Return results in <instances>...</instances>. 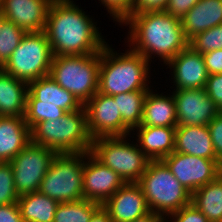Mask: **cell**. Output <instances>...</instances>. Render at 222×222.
<instances>
[{"instance_id": "6da1fadb", "label": "cell", "mask_w": 222, "mask_h": 222, "mask_svg": "<svg viewBox=\"0 0 222 222\" xmlns=\"http://www.w3.org/2000/svg\"><path fill=\"white\" fill-rule=\"evenodd\" d=\"M73 0H53L46 27L53 56L89 55L101 52L106 41L93 18Z\"/></svg>"}, {"instance_id": "7a4b0ae2", "label": "cell", "mask_w": 222, "mask_h": 222, "mask_svg": "<svg viewBox=\"0 0 222 222\" xmlns=\"http://www.w3.org/2000/svg\"><path fill=\"white\" fill-rule=\"evenodd\" d=\"M119 25H129L128 47L149 62L157 55L166 65L188 46L181 19L165 10L131 13Z\"/></svg>"}, {"instance_id": "3957f363", "label": "cell", "mask_w": 222, "mask_h": 222, "mask_svg": "<svg viewBox=\"0 0 222 222\" xmlns=\"http://www.w3.org/2000/svg\"><path fill=\"white\" fill-rule=\"evenodd\" d=\"M114 50L107 43L101 50L98 92L114 96L150 90L151 62L130 48L121 54Z\"/></svg>"}, {"instance_id": "277c9868", "label": "cell", "mask_w": 222, "mask_h": 222, "mask_svg": "<svg viewBox=\"0 0 222 222\" xmlns=\"http://www.w3.org/2000/svg\"><path fill=\"white\" fill-rule=\"evenodd\" d=\"M31 142L57 153L90 152L93 139L88 131L84 106L56 120L41 121L31 130Z\"/></svg>"}, {"instance_id": "5b68a950", "label": "cell", "mask_w": 222, "mask_h": 222, "mask_svg": "<svg viewBox=\"0 0 222 222\" xmlns=\"http://www.w3.org/2000/svg\"><path fill=\"white\" fill-rule=\"evenodd\" d=\"M138 184L143 189L150 212L163 217L191 204L192 194L162 160H150Z\"/></svg>"}, {"instance_id": "8992f818", "label": "cell", "mask_w": 222, "mask_h": 222, "mask_svg": "<svg viewBox=\"0 0 222 222\" xmlns=\"http://www.w3.org/2000/svg\"><path fill=\"white\" fill-rule=\"evenodd\" d=\"M83 105L49 75L28 84L25 122L30 130L41 121L56 120Z\"/></svg>"}, {"instance_id": "52a82bcc", "label": "cell", "mask_w": 222, "mask_h": 222, "mask_svg": "<svg viewBox=\"0 0 222 222\" xmlns=\"http://www.w3.org/2000/svg\"><path fill=\"white\" fill-rule=\"evenodd\" d=\"M100 56H53L49 76L84 105L98 92Z\"/></svg>"}, {"instance_id": "ba28073f", "label": "cell", "mask_w": 222, "mask_h": 222, "mask_svg": "<svg viewBox=\"0 0 222 222\" xmlns=\"http://www.w3.org/2000/svg\"><path fill=\"white\" fill-rule=\"evenodd\" d=\"M130 136L96 138L91 144L90 153L103 165L115 171L125 183H138L150 159L137 142L133 143L128 139Z\"/></svg>"}, {"instance_id": "9c48e42d", "label": "cell", "mask_w": 222, "mask_h": 222, "mask_svg": "<svg viewBox=\"0 0 222 222\" xmlns=\"http://www.w3.org/2000/svg\"><path fill=\"white\" fill-rule=\"evenodd\" d=\"M86 152L57 153L43 177L39 192L58 203L79 201L83 195V167Z\"/></svg>"}, {"instance_id": "30bf717a", "label": "cell", "mask_w": 222, "mask_h": 222, "mask_svg": "<svg viewBox=\"0 0 222 222\" xmlns=\"http://www.w3.org/2000/svg\"><path fill=\"white\" fill-rule=\"evenodd\" d=\"M52 59L53 53L46 33L28 32L1 69L29 84L49 75Z\"/></svg>"}, {"instance_id": "8fae6325", "label": "cell", "mask_w": 222, "mask_h": 222, "mask_svg": "<svg viewBox=\"0 0 222 222\" xmlns=\"http://www.w3.org/2000/svg\"><path fill=\"white\" fill-rule=\"evenodd\" d=\"M56 154L53 149L30 142L10 161L15 189L19 196L39 190Z\"/></svg>"}, {"instance_id": "7c38bea8", "label": "cell", "mask_w": 222, "mask_h": 222, "mask_svg": "<svg viewBox=\"0 0 222 222\" xmlns=\"http://www.w3.org/2000/svg\"><path fill=\"white\" fill-rule=\"evenodd\" d=\"M162 161L191 194L222 174V164L218 160L174 151Z\"/></svg>"}, {"instance_id": "4fadbf2b", "label": "cell", "mask_w": 222, "mask_h": 222, "mask_svg": "<svg viewBox=\"0 0 222 222\" xmlns=\"http://www.w3.org/2000/svg\"><path fill=\"white\" fill-rule=\"evenodd\" d=\"M88 131L92 139L126 136L131 130L123 123L117 102L112 96L97 92L84 105Z\"/></svg>"}, {"instance_id": "5bb4252c", "label": "cell", "mask_w": 222, "mask_h": 222, "mask_svg": "<svg viewBox=\"0 0 222 222\" xmlns=\"http://www.w3.org/2000/svg\"><path fill=\"white\" fill-rule=\"evenodd\" d=\"M171 94L174 96L178 125L204 126L220 113L204 88L174 90Z\"/></svg>"}, {"instance_id": "9a60e30c", "label": "cell", "mask_w": 222, "mask_h": 222, "mask_svg": "<svg viewBox=\"0 0 222 222\" xmlns=\"http://www.w3.org/2000/svg\"><path fill=\"white\" fill-rule=\"evenodd\" d=\"M124 184L115 171L86 152L83 167L84 199L103 205Z\"/></svg>"}, {"instance_id": "2e32d148", "label": "cell", "mask_w": 222, "mask_h": 222, "mask_svg": "<svg viewBox=\"0 0 222 222\" xmlns=\"http://www.w3.org/2000/svg\"><path fill=\"white\" fill-rule=\"evenodd\" d=\"M172 74L174 90L204 88L208 72L203 56L189 45L180 51L167 64Z\"/></svg>"}, {"instance_id": "e0dca14e", "label": "cell", "mask_w": 222, "mask_h": 222, "mask_svg": "<svg viewBox=\"0 0 222 222\" xmlns=\"http://www.w3.org/2000/svg\"><path fill=\"white\" fill-rule=\"evenodd\" d=\"M102 207L113 222H130L150 213L143 189L138 183H125Z\"/></svg>"}, {"instance_id": "ac0fdd59", "label": "cell", "mask_w": 222, "mask_h": 222, "mask_svg": "<svg viewBox=\"0 0 222 222\" xmlns=\"http://www.w3.org/2000/svg\"><path fill=\"white\" fill-rule=\"evenodd\" d=\"M53 0H2L0 12L8 21L28 32H42Z\"/></svg>"}, {"instance_id": "d6986e66", "label": "cell", "mask_w": 222, "mask_h": 222, "mask_svg": "<svg viewBox=\"0 0 222 222\" xmlns=\"http://www.w3.org/2000/svg\"><path fill=\"white\" fill-rule=\"evenodd\" d=\"M30 142L24 117L0 116V162H10Z\"/></svg>"}, {"instance_id": "ffe728a7", "label": "cell", "mask_w": 222, "mask_h": 222, "mask_svg": "<svg viewBox=\"0 0 222 222\" xmlns=\"http://www.w3.org/2000/svg\"><path fill=\"white\" fill-rule=\"evenodd\" d=\"M174 151L217 160L207 125H178L175 129Z\"/></svg>"}, {"instance_id": "44dd1931", "label": "cell", "mask_w": 222, "mask_h": 222, "mask_svg": "<svg viewBox=\"0 0 222 222\" xmlns=\"http://www.w3.org/2000/svg\"><path fill=\"white\" fill-rule=\"evenodd\" d=\"M181 24L188 41L195 35L222 24V0H199L181 18Z\"/></svg>"}, {"instance_id": "7402d4cb", "label": "cell", "mask_w": 222, "mask_h": 222, "mask_svg": "<svg viewBox=\"0 0 222 222\" xmlns=\"http://www.w3.org/2000/svg\"><path fill=\"white\" fill-rule=\"evenodd\" d=\"M176 127L138 126L137 132L139 148L150 160H162L174 152Z\"/></svg>"}, {"instance_id": "603a6c76", "label": "cell", "mask_w": 222, "mask_h": 222, "mask_svg": "<svg viewBox=\"0 0 222 222\" xmlns=\"http://www.w3.org/2000/svg\"><path fill=\"white\" fill-rule=\"evenodd\" d=\"M140 126L177 127L174 96L148 90L143 102V117Z\"/></svg>"}, {"instance_id": "cb8c5ba5", "label": "cell", "mask_w": 222, "mask_h": 222, "mask_svg": "<svg viewBox=\"0 0 222 222\" xmlns=\"http://www.w3.org/2000/svg\"><path fill=\"white\" fill-rule=\"evenodd\" d=\"M28 84L0 68V116L24 117Z\"/></svg>"}, {"instance_id": "d4e9b609", "label": "cell", "mask_w": 222, "mask_h": 222, "mask_svg": "<svg viewBox=\"0 0 222 222\" xmlns=\"http://www.w3.org/2000/svg\"><path fill=\"white\" fill-rule=\"evenodd\" d=\"M191 204L209 222H222V174L192 193Z\"/></svg>"}, {"instance_id": "484cf974", "label": "cell", "mask_w": 222, "mask_h": 222, "mask_svg": "<svg viewBox=\"0 0 222 222\" xmlns=\"http://www.w3.org/2000/svg\"><path fill=\"white\" fill-rule=\"evenodd\" d=\"M17 203L24 222H53L59 204L39 191L20 195Z\"/></svg>"}, {"instance_id": "4316f807", "label": "cell", "mask_w": 222, "mask_h": 222, "mask_svg": "<svg viewBox=\"0 0 222 222\" xmlns=\"http://www.w3.org/2000/svg\"><path fill=\"white\" fill-rule=\"evenodd\" d=\"M148 91H133L112 96L117 102L123 123L133 131L140 126L143 117V102Z\"/></svg>"}, {"instance_id": "83f0119b", "label": "cell", "mask_w": 222, "mask_h": 222, "mask_svg": "<svg viewBox=\"0 0 222 222\" xmlns=\"http://www.w3.org/2000/svg\"><path fill=\"white\" fill-rule=\"evenodd\" d=\"M101 206V204L87 199L59 203L53 222H89Z\"/></svg>"}, {"instance_id": "f1b7e54d", "label": "cell", "mask_w": 222, "mask_h": 222, "mask_svg": "<svg viewBox=\"0 0 222 222\" xmlns=\"http://www.w3.org/2000/svg\"><path fill=\"white\" fill-rule=\"evenodd\" d=\"M26 32L13 22L4 19L0 31V68L7 62Z\"/></svg>"}, {"instance_id": "f546056e", "label": "cell", "mask_w": 222, "mask_h": 222, "mask_svg": "<svg viewBox=\"0 0 222 222\" xmlns=\"http://www.w3.org/2000/svg\"><path fill=\"white\" fill-rule=\"evenodd\" d=\"M188 45L201 54L222 49V24L203 31L188 41Z\"/></svg>"}, {"instance_id": "4dcf8cb0", "label": "cell", "mask_w": 222, "mask_h": 222, "mask_svg": "<svg viewBox=\"0 0 222 222\" xmlns=\"http://www.w3.org/2000/svg\"><path fill=\"white\" fill-rule=\"evenodd\" d=\"M18 199L12 166L10 162H0V205L17 203Z\"/></svg>"}, {"instance_id": "1f68e13d", "label": "cell", "mask_w": 222, "mask_h": 222, "mask_svg": "<svg viewBox=\"0 0 222 222\" xmlns=\"http://www.w3.org/2000/svg\"><path fill=\"white\" fill-rule=\"evenodd\" d=\"M119 24L132 13L135 0H98Z\"/></svg>"}, {"instance_id": "d6a6232c", "label": "cell", "mask_w": 222, "mask_h": 222, "mask_svg": "<svg viewBox=\"0 0 222 222\" xmlns=\"http://www.w3.org/2000/svg\"><path fill=\"white\" fill-rule=\"evenodd\" d=\"M166 217H164V222H209L208 219L192 204L182 207L179 211L171 213Z\"/></svg>"}, {"instance_id": "836d02e7", "label": "cell", "mask_w": 222, "mask_h": 222, "mask_svg": "<svg viewBox=\"0 0 222 222\" xmlns=\"http://www.w3.org/2000/svg\"><path fill=\"white\" fill-rule=\"evenodd\" d=\"M204 89L218 111L222 112V73L208 75Z\"/></svg>"}, {"instance_id": "e575fe53", "label": "cell", "mask_w": 222, "mask_h": 222, "mask_svg": "<svg viewBox=\"0 0 222 222\" xmlns=\"http://www.w3.org/2000/svg\"><path fill=\"white\" fill-rule=\"evenodd\" d=\"M217 160L222 164V112L207 124Z\"/></svg>"}, {"instance_id": "d590c367", "label": "cell", "mask_w": 222, "mask_h": 222, "mask_svg": "<svg viewBox=\"0 0 222 222\" xmlns=\"http://www.w3.org/2000/svg\"><path fill=\"white\" fill-rule=\"evenodd\" d=\"M199 0H168L165 11L181 19Z\"/></svg>"}, {"instance_id": "8d00e7d4", "label": "cell", "mask_w": 222, "mask_h": 222, "mask_svg": "<svg viewBox=\"0 0 222 222\" xmlns=\"http://www.w3.org/2000/svg\"><path fill=\"white\" fill-rule=\"evenodd\" d=\"M208 75L222 73V49L202 54Z\"/></svg>"}, {"instance_id": "74e56055", "label": "cell", "mask_w": 222, "mask_h": 222, "mask_svg": "<svg viewBox=\"0 0 222 222\" xmlns=\"http://www.w3.org/2000/svg\"><path fill=\"white\" fill-rule=\"evenodd\" d=\"M168 0H135L132 13L165 10Z\"/></svg>"}, {"instance_id": "f35d334b", "label": "cell", "mask_w": 222, "mask_h": 222, "mask_svg": "<svg viewBox=\"0 0 222 222\" xmlns=\"http://www.w3.org/2000/svg\"><path fill=\"white\" fill-rule=\"evenodd\" d=\"M0 222H24L18 203L0 205Z\"/></svg>"}, {"instance_id": "ab89813d", "label": "cell", "mask_w": 222, "mask_h": 222, "mask_svg": "<svg viewBox=\"0 0 222 222\" xmlns=\"http://www.w3.org/2000/svg\"><path fill=\"white\" fill-rule=\"evenodd\" d=\"M89 222H113L108 212L101 206L92 216Z\"/></svg>"}, {"instance_id": "60d3db41", "label": "cell", "mask_w": 222, "mask_h": 222, "mask_svg": "<svg viewBox=\"0 0 222 222\" xmlns=\"http://www.w3.org/2000/svg\"><path fill=\"white\" fill-rule=\"evenodd\" d=\"M130 222H164V217L154 212H150L144 217L135 219Z\"/></svg>"}, {"instance_id": "b9f144b4", "label": "cell", "mask_w": 222, "mask_h": 222, "mask_svg": "<svg viewBox=\"0 0 222 222\" xmlns=\"http://www.w3.org/2000/svg\"><path fill=\"white\" fill-rule=\"evenodd\" d=\"M4 16L2 15V13L0 12V31H1V27H2V21L4 20Z\"/></svg>"}]
</instances>
